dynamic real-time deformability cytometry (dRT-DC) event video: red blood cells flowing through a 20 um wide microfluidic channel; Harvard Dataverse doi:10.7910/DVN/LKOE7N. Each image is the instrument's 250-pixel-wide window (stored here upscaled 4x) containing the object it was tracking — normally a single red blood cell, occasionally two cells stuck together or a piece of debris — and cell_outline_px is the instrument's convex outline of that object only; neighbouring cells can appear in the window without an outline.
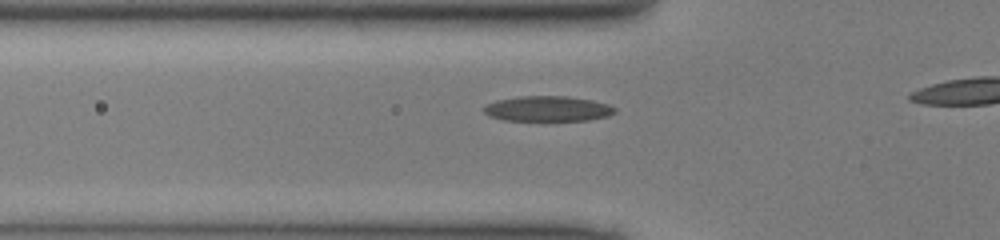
{"species": "common noctule bat (a hibernating species)", "species_latin": "Nyctalus noctula", "temperature_condition": "cold", "stored_images_in_passage": 20, "camera_frame_rate_fps": 3000, "um_per_image_px": 0.085, "animal": {"sex": "male", "body_mass_g": 13.0, "forearm_length_mm": 53.1}, "frame": {"image": 1, "passage_image": 9, "time_ms": 2.667, "image_size_px": [1000, 240], "cell_outline_px": [[616, 112], [608, 116], [588, 120], [504, 120], [488, 116], [484, 112], [484, 108], [488, 104], [496, 100], [520, 96], [568, 96], [592, 100], [608, 104], [616, 108]], "centroid_in_image_um": [46.57, 9.24], "position_along_channel_um": 79.2, "area_um2": 19.25}}